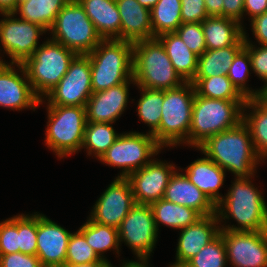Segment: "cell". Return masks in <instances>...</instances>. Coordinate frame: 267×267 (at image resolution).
<instances>
[{
    "instance_id": "4316f807",
    "label": "cell",
    "mask_w": 267,
    "mask_h": 267,
    "mask_svg": "<svg viewBox=\"0 0 267 267\" xmlns=\"http://www.w3.org/2000/svg\"><path fill=\"white\" fill-rule=\"evenodd\" d=\"M244 108H252L247 116ZM250 129L251 138L256 152L261 158L267 157V103L260 97L246 99L243 106V120Z\"/></svg>"
},
{
    "instance_id": "ab89813d",
    "label": "cell",
    "mask_w": 267,
    "mask_h": 267,
    "mask_svg": "<svg viewBox=\"0 0 267 267\" xmlns=\"http://www.w3.org/2000/svg\"><path fill=\"white\" fill-rule=\"evenodd\" d=\"M175 33L198 57L207 50L202 23H182Z\"/></svg>"
},
{
    "instance_id": "4dcf8cb0",
    "label": "cell",
    "mask_w": 267,
    "mask_h": 267,
    "mask_svg": "<svg viewBox=\"0 0 267 267\" xmlns=\"http://www.w3.org/2000/svg\"><path fill=\"white\" fill-rule=\"evenodd\" d=\"M153 38L175 32L182 24L181 0H159L150 10Z\"/></svg>"
},
{
    "instance_id": "816d5d0a",
    "label": "cell",
    "mask_w": 267,
    "mask_h": 267,
    "mask_svg": "<svg viewBox=\"0 0 267 267\" xmlns=\"http://www.w3.org/2000/svg\"><path fill=\"white\" fill-rule=\"evenodd\" d=\"M139 262L129 261L122 265V267H148L147 259H139Z\"/></svg>"
},
{
    "instance_id": "f5cc1de1",
    "label": "cell",
    "mask_w": 267,
    "mask_h": 267,
    "mask_svg": "<svg viewBox=\"0 0 267 267\" xmlns=\"http://www.w3.org/2000/svg\"><path fill=\"white\" fill-rule=\"evenodd\" d=\"M142 6L151 10L159 0H137Z\"/></svg>"
},
{
    "instance_id": "8992f818",
    "label": "cell",
    "mask_w": 267,
    "mask_h": 267,
    "mask_svg": "<svg viewBox=\"0 0 267 267\" xmlns=\"http://www.w3.org/2000/svg\"><path fill=\"white\" fill-rule=\"evenodd\" d=\"M194 97L195 88L191 82L163 90L161 121L159 129L153 134L161 147L176 146L182 142L189 144Z\"/></svg>"
},
{
    "instance_id": "e575fe53",
    "label": "cell",
    "mask_w": 267,
    "mask_h": 267,
    "mask_svg": "<svg viewBox=\"0 0 267 267\" xmlns=\"http://www.w3.org/2000/svg\"><path fill=\"white\" fill-rule=\"evenodd\" d=\"M138 88H140V91L142 90V97L139 99L137 106L138 115L145 124H148L151 128L149 133L153 135L159 129L161 121L163 90Z\"/></svg>"
},
{
    "instance_id": "681fc988",
    "label": "cell",
    "mask_w": 267,
    "mask_h": 267,
    "mask_svg": "<svg viewBox=\"0 0 267 267\" xmlns=\"http://www.w3.org/2000/svg\"><path fill=\"white\" fill-rule=\"evenodd\" d=\"M17 8V0H0V13H14Z\"/></svg>"
},
{
    "instance_id": "e0dca14e",
    "label": "cell",
    "mask_w": 267,
    "mask_h": 267,
    "mask_svg": "<svg viewBox=\"0 0 267 267\" xmlns=\"http://www.w3.org/2000/svg\"><path fill=\"white\" fill-rule=\"evenodd\" d=\"M10 65L5 62L0 64V107L20 110L28 107H36L43 102L33 92L24 66L15 63L20 68L21 77Z\"/></svg>"
},
{
    "instance_id": "f907efd6",
    "label": "cell",
    "mask_w": 267,
    "mask_h": 267,
    "mask_svg": "<svg viewBox=\"0 0 267 267\" xmlns=\"http://www.w3.org/2000/svg\"><path fill=\"white\" fill-rule=\"evenodd\" d=\"M62 267H113L109 262H92L87 264H65Z\"/></svg>"
},
{
    "instance_id": "7c38bea8",
    "label": "cell",
    "mask_w": 267,
    "mask_h": 267,
    "mask_svg": "<svg viewBox=\"0 0 267 267\" xmlns=\"http://www.w3.org/2000/svg\"><path fill=\"white\" fill-rule=\"evenodd\" d=\"M157 232L151 205L135 204L118 228L119 242H126L139 259H148Z\"/></svg>"
},
{
    "instance_id": "484cf974",
    "label": "cell",
    "mask_w": 267,
    "mask_h": 267,
    "mask_svg": "<svg viewBox=\"0 0 267 267\" xmlns=\"http://www.w3.org/2000/svg\"><path fill=\"white\" fill-rule=\"evenodd\" d=\"M174 66L185 82H191L197 72L198 56L193 53L175 33H165L157 37Z\"/></svg>"
},
{
    "instance_id": "9a60e30c",
    "label": "cell",
    "mask_w": 267,
    "mask_h": 267,
    "mask_svg": "<svg viewBox=\"0 0 267 267\" xmlns=\"http://www.w3.org/2000/svg\"><path fill=\"white\" fill-rule=\"evenodd\" d=\"M135 204L130 181L116 177L97 200L89 218L96 223L118 229Z\"/></svg>"
},
{
    "instance_id": "2e32d148",
    "label": "cell",
    "mask_w": 267,
    "mask_h": 267,
    "mask_svg": "<svg viewBox=\"0 0 267 267\" xmlns=\"http://www.w3.org/2000/svg\"><path fill=\"white\" fill-rule=\"evenodd\" d=\"M174 169L172 164L153 159L146 166L131 173L127 179L131 183L136 204L151 205L163 199Z\"/></svg>"
},
{
    "instance_id": "ffe728a7",
    "label": "cell",
    "mask_w": 267,
    "mask_h": 267,
    "mask_svg": "<svg viewBox=\"0 0 267 267\" xmlns=\"http://www.w3.org/2000/svg\"><path fill=\"white\" fill-rule=\"evenodd\" d=\"M129 81L106 90L92 93L86 102L87 122L114 123L119 119L128 102Z\"/></svg>"
},
{
    "instance_id": "7bdbcfd3",
    "label": "cell",
    "mask_w": 267,
    "mask_h": 267,
    "mask_svg": "<svg viewBox=\"0 0 267 267\" xmlns=\"http://www.w3.org/2000/svg\"><path fill=\"white\" fill-rule=\"evenodd\" d=\"M208 17L204 0H181L182 23H202Z\"/></svg>"
},
{
    "instance_id": "11a10c76",
    "label": "cell",
    "mask_w": 267,
    "mask_h": 267,
    "mask_svg": "<svg viewBox=\"0 0 267 267\" xmlns=\"http://www.w3.org/2000/svg\"><path fill=\"white\" fill-rule=\"evenodd\" d=\"M26 1H29V0H17V6H18L19 4H22V3L26 2Z\"/></svg>"
},
{
    "instance_id": "c3c4849f",
    "label": "cell",
    "mask_w": 267,
    "mask_h": 267,
    "mask_svg": "<svg viewBox=\"0 0 267 267\" xmlns=\"http://www.w3.org/2000/svg\"><path fill=\"white\" fill-rule=\"evenodd\" d=\"M208 16H223V0H204Z\"/></svg>"
},
{
    "instance_id": "f6af8a7d",
    "label": "cell",
    "mask_w": 267,
    "mask_h": 267,
    "mask_svg": "<svg viewBox=\"0 0 267 267\" xmlns=\"http://www.w3.org/2000/svg\"><path fill=\"white\" fill-rule=\"evenodd\" d=\"M244 14V0H223V16L241 23Z\"/></svg>"
},
{
    "instance_id": "f1b7e54d",
    "label": "cell",
    "mask_w": 267,
    "mask_h": 267,
    "mask_svg": "<svg viewBox=\"0 0 267 267\" xmlns=\"http://www.w3.org/2000/svg\"><path fill=\"white\" fill-rule=\"evenodd\" d=\"M155 225L158 230L159 223L172 227L173 229H183L195 223L202 216L194 209L178 205L165 199H160L151 204Z\"/></svg>"
},
{
    "instance_id": "7a4b0ae2",
    "label": "cell",
    "mask_w": 267,
    "mask_h": 267,
    "mask_svg": "<svg viewBox=\"0 0 267 267\" xmlns=\"http://www.w3.org/2000/svg\"><path fill=\"white\" fill-rule=\"evenodd\" d=\"M250 178H236L225 199L216 205V214L222 219L234 218L236 226H226L220 230L258 232L267 230V205L264 197L255 188ZM229 215H228V214Z\"/></svg>"
},
{
    "instance_id": "b9f144b4",
    "label": "cell",
    "mask_w": 267,
    "mask_h": 267,
    "mask_svg": "<svg viewBox=\"0 0 267 267\" xmlns=\"http://www.w3.org/2000/svg\"><path fill=\"white\" fill-rule=\"evenodd\" d=\"M245 47L248 49L251 59V65L253 71L267 84V45H261L255 49V45H252L247 40L246 33L244 32Z\"/></svg>"
},
{
    "instance_id": "74e56055",
    "label": "cell",
    "mask_w": 267,
    "mask_h": 267,
    "mask_svg": "<svg viewBox=\"0 0 267 267\" xmlns=\"http://www.w3.org/2000/svg\"><path fill=\"white\" fill-rule=\"evenodd\" d=\"M92 262H108L100 259L92 247L87 243L84 234L78 230L71 233L65 264H87Z\"/></svg>"
},
{
    "instance_id": "f35d334b",
    "label": "cell",
    "mask_w": 267,
    "mask_h": 267,
    "mask_svg": "<svg viewBox=\"0 0 267 267\" xmlns=\"http://www.w3.org/2000/svg\"><path fill=\"white\" fill-rule=\"evenodd\" d=\"M19 252L36 256L37 254V214L18 215Z\"/></svg>"
},
{
    "instance_id": "836d02e7",
    "label": "cell",
    "mask_w": 267,
    "mask_h": 267,
    "mask_svg": "<svg viewBox=\"0 0 267 267\" xmlns=\"http://www.w3.org/2000/svg\"><path fill=\"white\" fill-rule=\"evenodd\" d=\"M118 136L111 123L87 122L82 148L88 149L89 155L94 153L100 159Z\"/></svg>"
},
{
    "instance_id": "ac0fdd59",
    "label": "cell",
    "mask_w": 267,
    "mask_h": 267,
    "mask_svg": "<svg viewBox=\"0 0 267 267\" xmlns=\"http://www.w3.org/2000/svg\"><path fill=\"white\" fill-rule=\"evenodd\" d=\"M71 233L43 214H37V254L43 267L65 265Z\"/></svg>"
},
{
    "instance_id": "83f0119b",
    "label": "cell",
    "mask_w": 267,
    "mask_h": 267,
    "mask_svg": "<svg viewBox=\"0 0 267 267\" xmlns=\"http://www.w3.org/2000/svg\"><path fill=\"white\" fill-rule=\"evenodd\" d=\"M244 46L245 45H231L220 49H207L198 57L197 72L194 78L227 75L236 54Z\"/></svg>"
},
{
    "instance_id": "8fae6325",
    "label": "cell",
    "mask_w": 267,
    "mask_h": 267,
    "mask_svg": "<svg viewBox=\"0 0 267 267\" xmlns=\"http://www.w3.org/2000/svg\"><path fill=\"white\" fill-rule=\"evenodd\" d=\"M92 93L90 59L77 54L59 84L46 97L48 105L85 107Z\"/></svg>"
},
{
    "instance_id": "d6986e66",
    "label": "cell",
    "mask_w": 267,
    "mask_h": 267,
    "mask_svg": "<svg viewBox=\"0 0 267 267\" xmlns=\"http://www.w3.org/2000/svg\"><path fill=\"white\" fill-rule=\"evenodd\" d=\"M220 217L217 214L202 216L195 223L181 229L179 237L176 262L171 267H182L189 259L212 241L219 233Z\"/></svg>"
},
{
    "instance_id": "d4e9b609",
    "label": "cell",
    "mask_w": 267,
    "mask_h": 267,
    "mask_svg": "<svg viewBox=\"0 0 267 267\" xmlns=\"http://www.w3.org/2000/svg\"><path fill=\"white\" fill-rule=\"evenodd\" d=\"M185 175L199 188L215 205L223 198L219 189L223 185L225 171L208 157L192 162L186 168Z\"/></svg>"
},
{
    "instance_id": "4fadbf2b",
    "label": "cell",
    "mask_w": 267,
    "mask_h": 267,
    "mask_svg": "<svg viewBox=\"0 0 267 267\" xmlns=\"http://www.w3.org/2000/svg\"><path fill=\"white\" fill-rule=\"evenodd\" d=\"M14 15L3 14L6 18L0 21V42L12 63L22 64L38 48L39 35L46 30L37 24L14 18Z\"/></svg>"
},
{
    "instance_id": "277c9868",
    "label": "cell",
    "mask_w": 267,
    "mask_h": 267,
    "mask_svg": "<svg viewBox=\"0 0 267 267\" xmlns=\"http://www.w3.org/2000/svg\"><path fill=\"white\" fill-rule=\"evenodd\" d=\"M246 100L210 99L195 93L189 145L199 147L208 138L236 127L243 120Z\"/></svg>"
},
{
    "instance_id": "ba28073f",
    "label": "cell",
    "mask_w": 267,
    "mask_h": 267,
    "mask_svg": "<svg viewBox=\"0 0 267 267\" xmlns=\"http://www.w3.org/2000/svg\"><path fill=\"white\" fill-rule=\"evenodd\" d=\"M48 106L46 144L62 158L82 148L86 110L82 106Z\"/></svg>"
},
{
    "instance_id": "8d00e7d4",
    "label": "cell",
    "mask_w": 267,
    "mask_h": 267,
    "mask_svg": "<svg viewBox=\"0 0 267 267\" xmlns=\"http://www.w3.org/2000/svg\"><path fill=\"white\" fill-rule=\"evenodd\" d=\"M227 261L225 242L219 233L182 267H224Z\"/></svg>"
},
{
    "instance_id": "ee69618b",
    "label": "cell",
    "mask_w": 267,
    "mask_h": 267,
    "mask_svg": "<svg viewBox=\"0 0 267 267\" xmlns=\"http://www.w3.org/2000/svg\"><path fill=\"white\" fill-rule=\"evenodd\" d=\"M0 267H43L37 256L21 252L0 255Z\"/></svg>"
},
{
    "instance_id": "44dd1931",
    "label": "cell",
    "mask_w": 267,
    "mask_h": 267,
    "mask_svg": "<svg viewBox=\"0 0 267 267\" xmlns=\"http://www.w3.org/2000/svg\"><path fill=\"white\" fill-rule=\"evenodd\" d=\"M163 199L196 210L201 216L216 214V205L185 174L171 176Z\"/></svg>"
},
{
    "instance_id": "d6a6232c",
    "label": "cell",
    "mask_w": 267,
    "mask_h": 267,
    "mask_svg": "<svg viewBox=\"0 0 267 267\" xmlns=\"http://www.w3.org/2000/svg\"><path fill=\"white\" fill-rule=\"evenodd\" d=\"M195 93L210 99L246 100L233 86L227 75L209 78H194Z\"/></svg>"
},
{
    "instance_id": "db71d44e",
    "label": "cell",
    "mask_w": 267,
    "mask_h": 267,
    "mask_svg": "<svg viewBox=\"0 0 267 267\" xmlns=\"http://www.w3.org/2000/svg\"><path fill=\"white\" fill-rule=\"evenodd\" d=\"M260 98L267 103V84L262 87Z\"/></svg>"
},
{
    "instance_id": "d590c367",
    "label": "cell",
    "mask_w": 267,
    "mask_h": 267,
    "mask_svg": "<svg viewBox=\"0 0 267 267\" xmlns=\"http://www.w3.org/2000/svg\"><path fill=\"white\" fill-rule=\"evenodd\" d=\"M251 67L252 65L249 52L248 49L244 46L236 54L233 63L227 73V76L231 80L233 86L245 99L260 97L262 90L259 89L254 92V90L251 91L248 87H245V81H247L246 79H248L247 77L249 76V69H252Z\"/></svg>"
},
{
    "instance_id": "1f68e13d",
    "label": "cell",
    "mask_w": 267,
    "mask_h": 267,
    "mask_svg": "<svg viewBox=\"0 0 267 267\" xmlns=\"http://www.w3.org/2000/svg\"><path fill=\"white\" fill-rule=\"evenodd\" d=\"M79 230L100 259L107 260L102 254L112 248L117 250V253L119 252L120 242L117 228L96 223L89 218Z\"/></svg>"
},
{
    "instance_id": "3957f363",
    "label": "cell",
    "mask_w": 267,
    "mask_h": 267,
    "mask_svg": "<svg viewBox=\"0 0 267 267\" xmlns=\"http://www.w3.org/2000/svg\"><path fill=\"white\" fill-rule=\"evenodd\" d=\"M91 63L93 93L133 80V43L102 40L86 54Z\"/></svg>"
},
{
    "instance_id": "52a82bcc",
    "label": "cell",
    "mask_w": 267,
    "mask_h": 267,
    "mask_svg": "<svg viewBox=\"0 0 267 267\" xmlns=\"http://www.w3.org/2000/svg\"><path fill=\"white\" fill-rule=\"evenodd\" d=\"M76 55L64 45L48 39L22 63L32 90L40 100L59 84Z\"/></svg>"
},
{
    "instance_id": "cb8c5ba5",
    "label": "cell",
    "mask_w": 267,
    "mask_h": 267,
    "mask_svg": "<svg viewBox=\"0 0 267 267\" xmlns=\"http://www.w3.org/2000/svg\"><path fill=\"white\" fill-rule=\"evenodd\" d=\"M237 21L224 16H209L202 22L206 48H225L231 45H245L244 29Z\"/></svg>"
},
{
    "instance_id": "603a6c76",
    "label": "cell",
    "mask_w": 267,
    "mask_h": 267,
    "mask_svg": "<svg viewBox=\"0 0 267 267\" xmlns=\"http://www.w3.org/2000/svg\"><path fill=\"white\" fill-rule=\"evenodd\" d=\"M102 40H120L121 18L116 0H78Z\"/></svg>"
},
{
    "instance_id": "5bb4252c",
    "label": "cell",
    "mask_w": 267,
    "mask_h": 267,
    "mask_svg": "<svg viewBox=\"0 0 267 267\" xmlns=\"http://www.w3.org/2000/svg\"><path fill=\"white\" fill-rule=\"evenodd\" d=\"M227 260L234 267H267V230L258 232L220 230Z\"/></svg>"
},
{
    "instance_id": "f546056e",
    "label": "cell",
    "mask_w": 267,
    "mask_h": 267,
    "mask_svg": "<svg viewBox=\"0 0 267 267\" xmlns=\"http://www.w3.org/2000/svg\"><path fill=\"white\" fill-rule=\"evenodd\" d=\"M70 0H29L19 4L14 12H20L22 20L43 27L46 32L52 28L56 16Z\"/></svg>"
},
{
    "instance_id": "7402d4cb",
    "label": "cell",
    "mask_w": 267,
    "mask_h": 267,
    "mask_svg": "<svg viewBox=\"0 0 267 267\" xmlns=\"http://www.w3.org/2000/svg\"><path fill=\"white\" fill-rule=\"evenodd\" d=\"M121 18L120 40L135 43L153 38L150 10L137 0H116Z\"/></svg>"
},
{
    "instance_id": "7dc6e473",
    "label": "cell",
    "mask_w": 267,
    "mask_h": 267,
    "mask_svg": "<svg viewBox=\"0 0 267 267\" xmlns=\"http://www.w3.org/2000/svg\"><path fill=\"white\" fill-rule=\"evenodd\" d=\"M267 11V0H244V12L251 15V20Z\"/></svg>"
},
{
    "instance_id": "30bf717a",
    "label": "cell",
    "mask_w": 267,
    "mask_h": 267,
    "mask_svg": "<svg viewBox=\"0 0 267 267\" xmlns=\"http://www.w3.org/2000/svg\"><path fill=\"white\" fill-rule=\"evenodd\" d=\"M162 147L149 132L119 134L114 143L99 159L111 166L123 168L118 177L127 178L131 173L146 166Z\"/></svg>"
},
{
    "instance_id": "60d3db41",
    "label": "cell",
    "mask_w": 267,
    "mask_h": 267,
    "mask_svg": "<svg viewBox=\"0 0 267 267\" xmlns=\"http://www.w3.org/2000/svg\"><path fill=\"white\" fill-rule=\"evenodd\" d=\"M19 252L18 216L0 223V255Z\"/></svg>"
},
{
    "instance_id": "9c48e42d",
    "label": "cell",
    "mask_w": 267,
    "mask_h": 267,
    "mask_svg": "<svg viewBox=\"0 0 267 267\" xmlns=\"http://www.w3.org/2000/svg\"><path fill=\"white\" fill-rule=\"evenodd\" d=\"M50 31L53 41L81 55L90 53L102 41L78 0H70L60 10Z\"/></svg>"
},
{
    "instance_id": "5b68a950",
    "label": "cell",
    "mask_w": 267,
    "mask_h": 267,
    "mask_svg": "<svg viewBox=\"0 0 267 267\" xmlns=\"http://www.w3.org/2000/svg\"><path fill=\"white\" fill-rule=\"evenodd\" d=\"M133 80L138 87L153 90L173 89L185 83L157 38L133 43Z\"/></svg>"
},
{
    "instance_id": "6da1fadb",
    "label": "cell",
    "mask_w": 267,
    "mask_h": 267,
    "mask_svg": "<svg viewBox=\"0 0 267 267\" xmlns=\"http://www.w3.org/2000/svg\"><path fill=\"white\" fill-rule=\"evenodd\" d=\"M198 148L224 171L233 172L236 178L253 177L256 165L262 160L253 145L250 129L243 121L213 135Z\"/></svg>"
},
{
    "instance_id": "bcb514c9",
    "label": "cell",
    "mask_w": 267,
    "mask_h": 267,
    "mask_svg": "<svg viewBox=\"0 0 267 267\" xmlns=\"http://www.w3.org/2000/svg\"><path fill=\"white\" fill-rule=\"evenodd\" d=\"M254 36L260 45H267V11L251 20Z\"/></svg>"
}]
</instances>
